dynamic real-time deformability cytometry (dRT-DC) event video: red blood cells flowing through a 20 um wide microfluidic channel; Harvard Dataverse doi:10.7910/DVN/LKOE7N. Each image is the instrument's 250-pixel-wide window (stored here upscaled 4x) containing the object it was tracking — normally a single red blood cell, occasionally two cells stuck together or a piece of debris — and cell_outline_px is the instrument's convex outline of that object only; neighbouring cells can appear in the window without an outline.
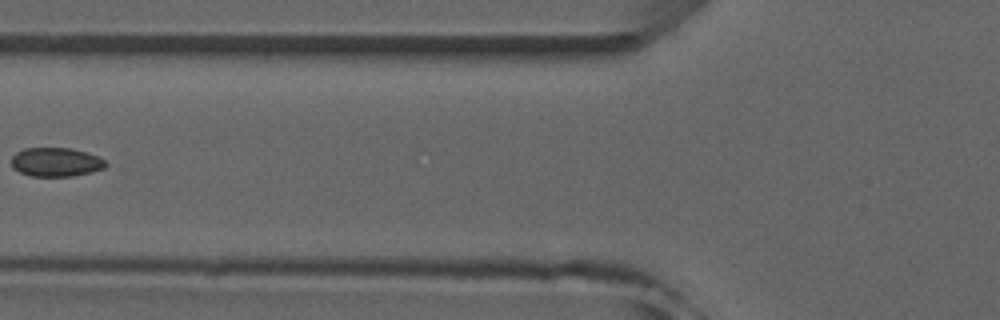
{"species": "common noctule bat (a hibernating species)", "species_latin": "Nyctalus noctula", "temperature_condition": "room temperature", "stored_images_in_passage": 6, "camera_frame_rate_fps": 3000, "um_per_image_px": 0.085, "animal": {"sex": "male", "forearm_length_mm": 52.5}, "frame": {"image": 1, "passage_image": 5, "time_ms": 6.333, "image_size_px": [1000, 320], "cell_outline_px": [[108, 164], [104, 168], [92, 172], [72, 176], [32, 176], [20, 172], [12, 168], [12, 156], [16, 152], [24, 148], [72, 148], [96, 156], [104, 160]], "centroid_in_image_um": [4.74, 13.78], "position_along_channel_um": 121.1, "area_um2": 15.84}}
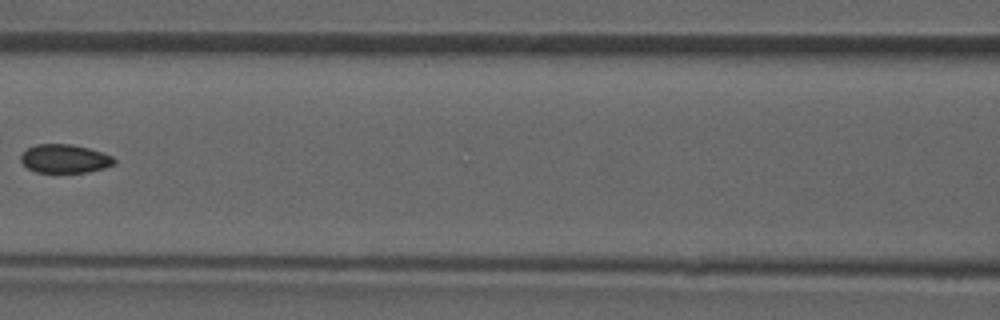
{"frame": {"image": 2, "passage_image": 6, "time_ms": 7.333, "image_size_px": [1000, 320], "cell_outline_px": [[116, 164], [104, 168], [88, 172], [56, 176], [36, 172], [28, 168], [20, 160], [20, 156], [28, 148], [36, 144], [72, 144], [88, 148], [112, 156], [116, 160]], "centroid_in_image_um": [5.49, 13.55], "position_along_channel_um": 161.1, "area_um2": 16.24}}